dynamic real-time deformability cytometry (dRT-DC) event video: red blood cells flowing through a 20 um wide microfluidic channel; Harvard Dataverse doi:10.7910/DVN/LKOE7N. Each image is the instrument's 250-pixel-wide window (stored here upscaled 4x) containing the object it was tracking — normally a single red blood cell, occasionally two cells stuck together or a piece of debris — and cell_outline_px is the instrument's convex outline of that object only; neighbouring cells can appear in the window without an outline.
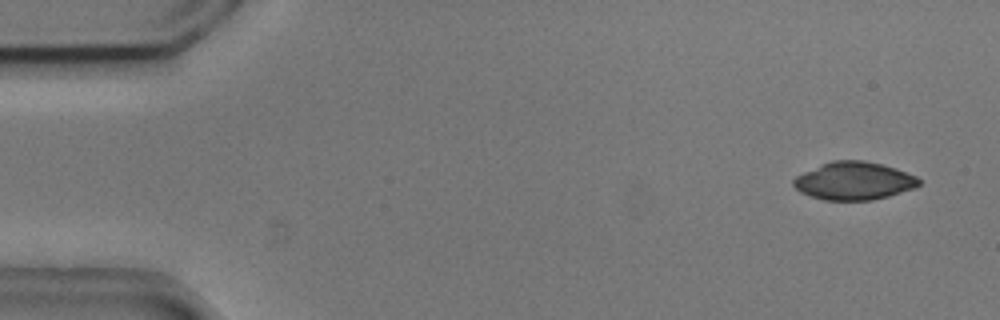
{"species": "common noctule bat (a hibernating species)", "species_latin": "Nyctalus noctula", "temperature_condition": "cold", "stored_images_in_passage": 3, "camera_frame_rate_fps": 3000, "um_per_image_px": 0.085, "animal": {"sex": "male", "body_mass_g": 20.5, "forearm_length_mm": 52.5}, "frame": {"image": 1, "passage_image": 1, "time_ms": 0.0, "image_size_px": [1000, 320], "cell_outline_px": [[920, 184], [916, 188], [888, 196], [872, 200], [824, 200], [800, 192], [792, 184], [792, 180], [796, 176], [804, 172], [832, 160], [864, 160], [896, 168], [916, 176], [920, 180]], "centroid_in_image_um": [72.6, 15.38], "position_along_channel_um": 12.4, "area_um2": 27.63}}